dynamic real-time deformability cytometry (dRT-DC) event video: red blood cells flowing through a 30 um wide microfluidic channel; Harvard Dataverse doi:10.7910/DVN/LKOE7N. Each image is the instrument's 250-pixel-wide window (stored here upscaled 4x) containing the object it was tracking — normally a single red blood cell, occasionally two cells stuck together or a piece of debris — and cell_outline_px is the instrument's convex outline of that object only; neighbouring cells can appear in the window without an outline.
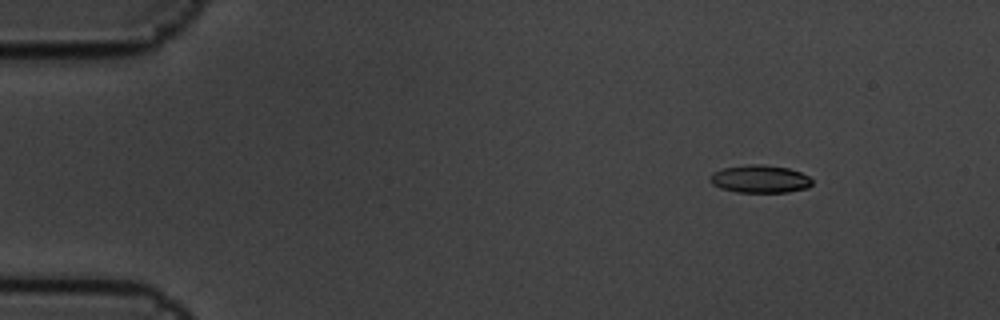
{"species": "common noctule bat (a hibernating species)", "species_latin": "Nyctalus noctula", "temperature_condition": "cold", "stored_images_in_passage": 13, "camera_frame_rate_fps": 3000, "um_per_image_px": 0.085, "animal": {"sex": "male", "body_mass_g": 19.5, "forearm_length_mm": 54.6}, "frame": {"image": 1, "passage_image": 3, "time_ms": 0.667, "image_size_px": [1000, 320], "cell_outline_px": [[812, 184], [808, 188], [788, 192], [736, 192], [720, 188], [712, 184], [708, 180], [712, 172], [724, 168], [748, 164], [764, 164], [788, 168], [800, 172], [808, 176], [812, 180]], "centroid_in_image_um": [64.58, 15.21], "position_along_channel_um": 20.4, "area_um2": 16.65}}
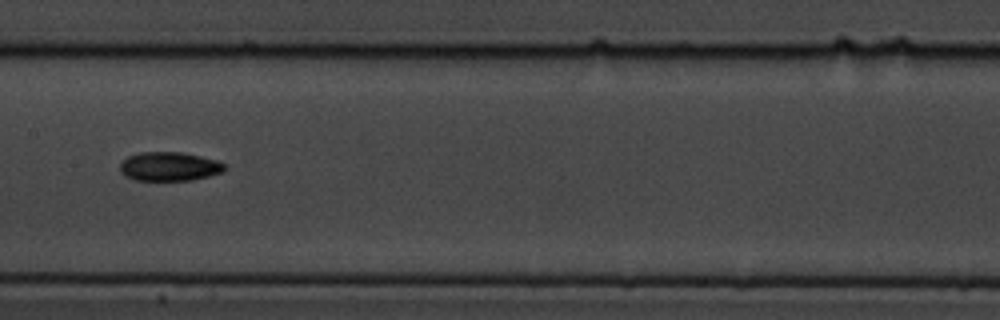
{"frame": {"image": 2, "passage_image": 9, "time_ms": 2.667, "image_size_px": [1000, 320], "cell_outline_px": [[228, 168], [224, 172], [192, 180], [136, 180], [124, 176], [120, 172], [120, 164], [128, 156], [140, 152], [180, 152], [200, 156], [216, 160], [224, 164]], "centroid_in_image_um": [14.4, 14.15], "position_along_channel_um": 193.0, "area_um2": 17.69}}
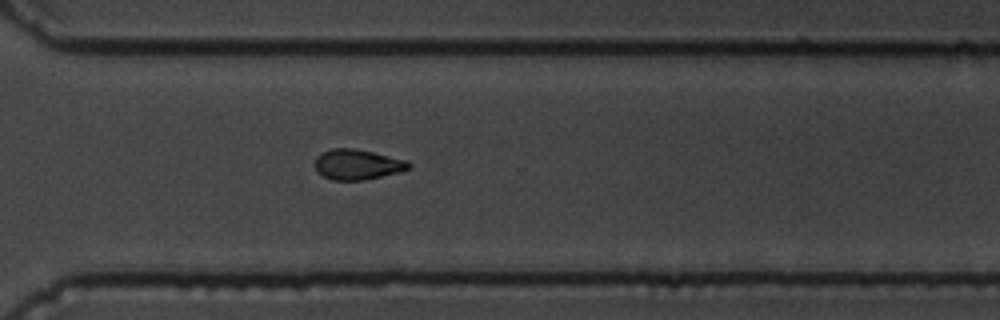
{"frame": {"image": 3, "passage_image": 13, "time_ms": 4.0, "image_size_px": [1000, 320], "cell_outline_px": [[412, 168], [400, 172], [364, 180], [332, 180], [316, 172], [316, 156], [320, 152], [332, 148], [352, 148], [372, 152], [408, 160], [412, 164]], "centroid_in_image_um": [30.4, 13.98], "position_along_channel_um": 340.2, "area_um2": 16.7}}